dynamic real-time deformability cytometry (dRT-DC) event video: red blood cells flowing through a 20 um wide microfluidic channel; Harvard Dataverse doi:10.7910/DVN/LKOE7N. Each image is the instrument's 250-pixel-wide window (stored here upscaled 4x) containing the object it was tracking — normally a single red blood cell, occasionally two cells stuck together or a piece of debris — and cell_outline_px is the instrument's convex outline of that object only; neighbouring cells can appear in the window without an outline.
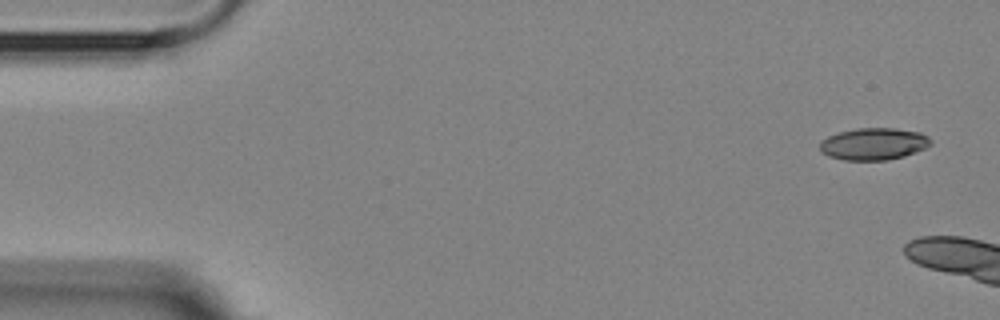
{"species": "Egyptian fruit bat (a non-hibernating species)", "species_latin": "Rousettus aegyptiacus", "temperature_condition": "room temperature", "stored_images_in_passage": 6, "camera_frame_rate_fps": 3000, "um_per_image_px": 0.085, "animal": {"sex": "female"}, "frame": {"image": 1, "passage_image": 1, "time_ms": 0.0, "image_size_px": [1000, 320], "cell_outline_px": [[932, 144], [924, 148], [904, 156], [888, 160], [844, 160], [828, 156], [820, 152], [820, 140], [828, 136], [840, 132], [856, 128], [896, 128], [920, 132], [928, 136], [932, 140]], "centroid_in_image_um": [74.25, 12.23], "position_along_channel_um": 10.7, "area_um2": 20.81}}